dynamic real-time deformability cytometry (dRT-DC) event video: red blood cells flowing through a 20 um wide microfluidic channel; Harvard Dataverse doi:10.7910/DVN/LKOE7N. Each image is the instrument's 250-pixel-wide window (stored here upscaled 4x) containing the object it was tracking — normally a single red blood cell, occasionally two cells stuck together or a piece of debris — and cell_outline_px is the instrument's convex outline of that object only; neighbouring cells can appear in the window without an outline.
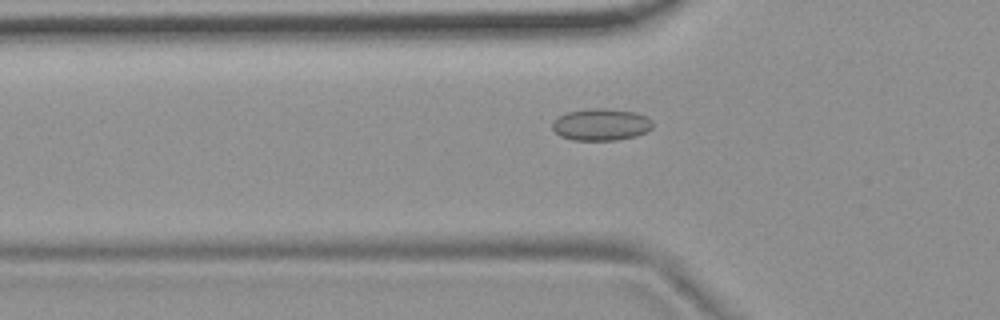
{"species": "common noctule bat (a hibernating species)", "species_latin": "Nyctalus noctula", "temperature_condition": "room temperature", "stored_images_in_passage": 51, "camera_frame_rate_fps": 3000, "um_per_image_px": 0.085, "animal": {"sex": "female", "body_mass_g": 19.9}, "frame": {"image": 1, "passage_image": 15, "time_ms": 4.667, "image_size_px": [1000, 320], "cell_outline_px": [[652, 128], [636, 136], [616, 140], [572, 140], [560, 136], [552, 128], [552, 120], [568, 112], [592, 108], [604, 108], [636, 112], [652, 120]], "centroid_in_image_um": [51.07, 10.59], "position_along_channel_um": 74.7, "area_um2": 18.61}}
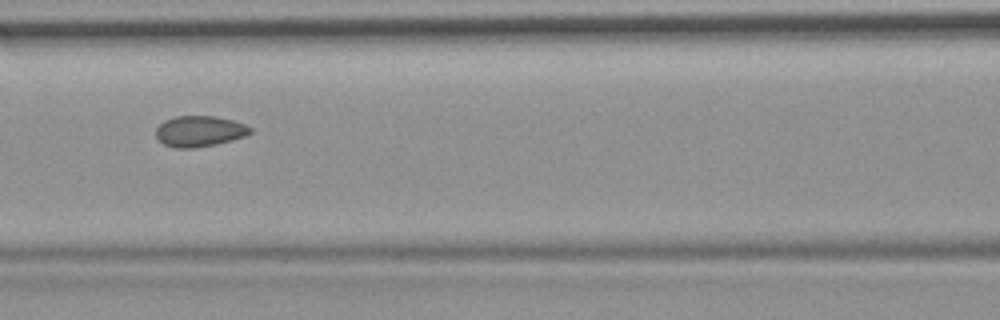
{"frame": {"image": 2, "passage_image": 21, "time_ms": 6.667, "image_size_px": [1000, 320], "cell_outline_px": [[252, 132], [244, 136], [232, 140], [216, 144], [192, 148], [176, 148], [164, 144], [156, 136], [156, 128], [164, 120], [176, 116], [216, 116], [232, 120], [244, 124], [252, 128]], "centroid_in_image_um": [16.95, 11.15], "position_along_channel_um": 149.6, "area_um2": 16.88}}
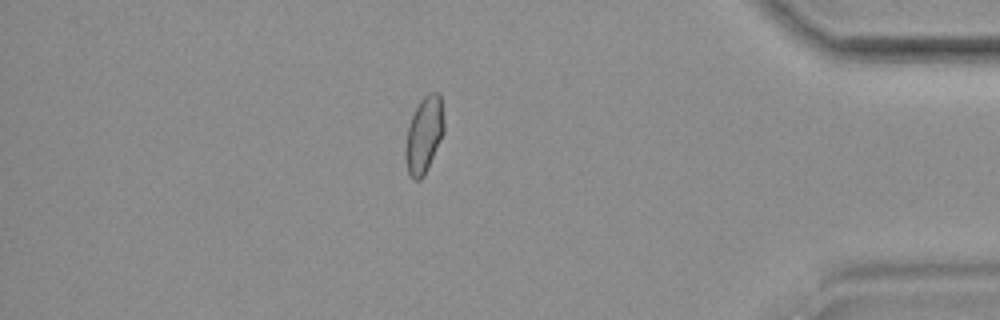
{"frame": {"image": 3, "passage_image": 44, "time_ms": 14.333, "image_size_px": [1000, 320], "cell_outline_px": [[444, 132], [424, 176], [420, 180], [412, 180], [408, 172], [404, 156], [404, 148], [408, 128], [412, 116], [420, 100], [428, 92], [440, 92], [444, 124]], "centroid_in_image_um": [36.03, 11.47], "position_along_channel_um": 399.2, "area_um2": 17.22}, "authors_computed_cell_mechanics": {"area_um2": 17.1088, "velocity_mm_per_s": 3.7201, "shape_relaxation_time_tau1_ms": null, "shape_relaxation_time_tau2_ms": 0.9129, "deformation_change_tau1": null, "deformation_change_tau2": 0.0532}}